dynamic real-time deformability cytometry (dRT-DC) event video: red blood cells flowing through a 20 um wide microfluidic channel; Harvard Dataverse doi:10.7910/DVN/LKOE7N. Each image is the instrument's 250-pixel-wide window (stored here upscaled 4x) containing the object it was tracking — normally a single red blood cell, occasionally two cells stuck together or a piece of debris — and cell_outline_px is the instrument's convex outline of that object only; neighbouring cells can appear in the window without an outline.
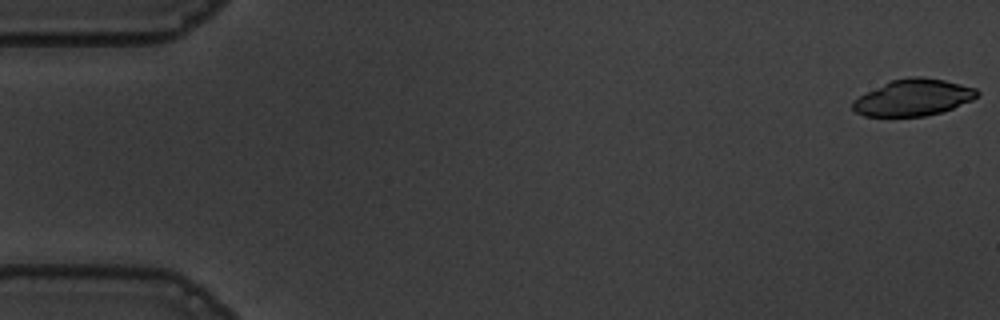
{"species": "common noctule bat (a hibernating species)", "species_latin": "Nyctalus noctula", "temperature_condition": "warm", "stored_images_in_passage": 8, "camera_frame_rate_fps": 3000, "um_per_image_px": 0.085, "animal": {"sex": "male", "body_mass_g": 19.5, "forearm_length_mm": 54.6}, "frame": {"image": 1, "passage_image": 1, "time_ms": 0.0, "image_size_px": [1000, 320], "cell_outline_px": [[980, 92], [972, 100], [952, 108], [940, 112], [924, 116], [864, 116], [856, 112], [852, 108], [852, 100], [892, 80], [908, 76], [920, 76], [944, 80], [976, 88]], "centroid_in_image_um": [77.63, 8.29], "position_along_channel_um": 7.4, "area_um2": 26.18}}